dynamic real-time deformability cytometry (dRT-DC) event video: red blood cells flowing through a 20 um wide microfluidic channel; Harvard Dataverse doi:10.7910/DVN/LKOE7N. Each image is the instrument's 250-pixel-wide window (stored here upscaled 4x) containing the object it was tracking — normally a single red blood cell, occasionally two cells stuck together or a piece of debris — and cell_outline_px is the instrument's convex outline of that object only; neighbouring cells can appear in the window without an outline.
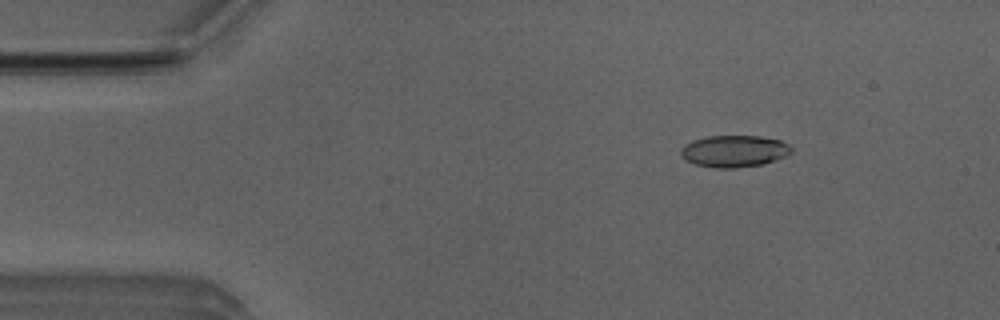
{"species": "Egyptian fruit bat (a non-hibernating species)", "species_latin": "Rousettus aegyptiacus", "temperature_condition": "room temperature", "stored_images_in_passage": 46, "camera_frame_rate_fps": 3000, "um_per_image_px": 0.085, "animal": {"sex": "male"}, "frame": {"image": 1, "passage_image": 2, "time_ms": 0.333, "image_size_px": [1000, 320], "cell_outline_px": [[792, 152], [784, 156], [760, 164], [736, 168], [716, 168], [696, 164], [680, 156], [680, 148], [684, 144], [692, 140], [708, 136], [760, 136], [780, 140], [788, 144], [792, 148]], "centroid_in_image_um": [62.36, 12.83], "position_along_channel_um": 22.6, "area_um2": 20.35}}
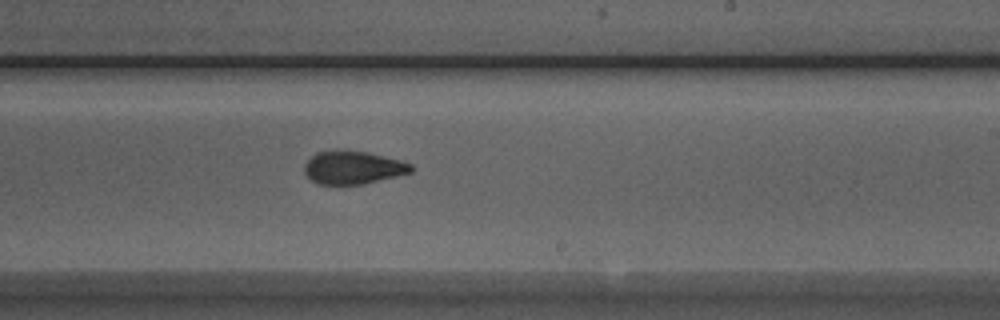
{"frame": {"image": 2, "passage_image": 25, "time_ms": 8.0, "image_size_px": [1000, 320], "cell_outline_px": [[412, 172], [364, 184], [320, 184], [312, 180], [304, 172], [304, 164], [316, 152], [336, 148], [368, 152], [400, 160], [412, 164]], "centroid_in_image_um": [29.98, 14.21], "position_along_channel_um": 259.0, "area_um2": 20.75}}
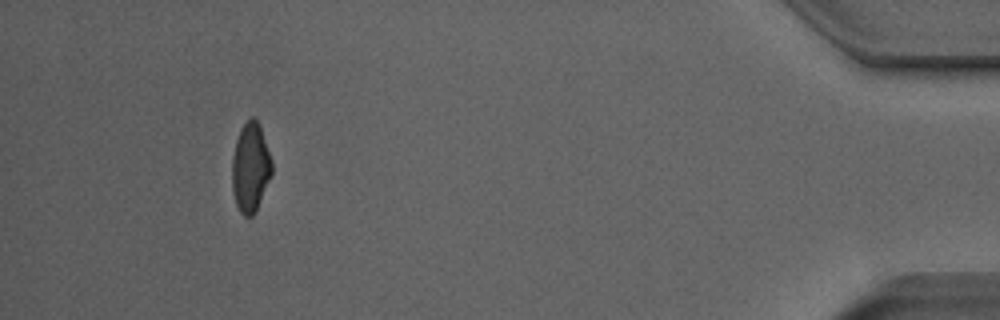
{"frame": {"image": 3, "passage_image": 42, "time_ms": 13.667, "image_size_px": [1000, 320], "cell_outline_px": [[272, 172], [256, 212], [252, 216], [244, 216], [240, 212], [236, 204], [232, 188], [232, 160], [236, 140], [240, 128], [252, 116], [260, 124], [272, 160]], "centroid_in_image_um": [21.29, 14.23], "position_along_channel_um": 413.9, "area_um2": 20.69}, "authors_computed_cell_mechanics": {"area_um2": 20.8947, "velocity_mm_per_s": 3.9976, "shape_relaxation_time_tau1_ms": 4.4824, "shape_relaxation_time_tau2_ms": 2.0169, "deformation_change_tau1": 0.162, "deformation_change_tau2": 0.0673}}